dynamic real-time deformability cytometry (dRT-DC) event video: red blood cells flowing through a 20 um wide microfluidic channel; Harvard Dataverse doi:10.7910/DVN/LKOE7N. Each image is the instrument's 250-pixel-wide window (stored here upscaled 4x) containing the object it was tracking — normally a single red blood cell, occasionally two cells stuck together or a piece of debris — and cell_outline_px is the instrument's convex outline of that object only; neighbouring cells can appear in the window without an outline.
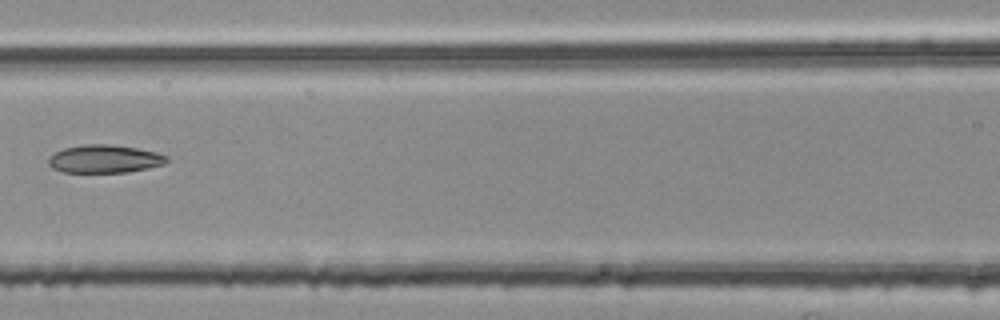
{"species": "common noctule bat (a hibernating species)", "species_latin": "Nyctalus noctula", "temperature_condition": "room temperature", "stored_images_in_passage": 5, "camera_frame_rate_fps": 3000, "um_per_image_px": 0.085, "animal": {"sex": "female", "body_mass_g": 25.1}, "frame": {"image": 1, "passage_image": 5, "time_ms": 1.333, "image_size_px": [1000, 320], "cell_outline_px": [[168, 160], [164, 164], [128, 172], [64, 172], [52, 168], [48, 164], [48, 160], [56, 152], [64, 148], [88, 144], [112, 144], [136, 148], [156, 152], [168, 156]], "centroid_in_image_um": [8.9, 13.5], "position_along_channel_um": 157.7, "area_um2": 19.13}}